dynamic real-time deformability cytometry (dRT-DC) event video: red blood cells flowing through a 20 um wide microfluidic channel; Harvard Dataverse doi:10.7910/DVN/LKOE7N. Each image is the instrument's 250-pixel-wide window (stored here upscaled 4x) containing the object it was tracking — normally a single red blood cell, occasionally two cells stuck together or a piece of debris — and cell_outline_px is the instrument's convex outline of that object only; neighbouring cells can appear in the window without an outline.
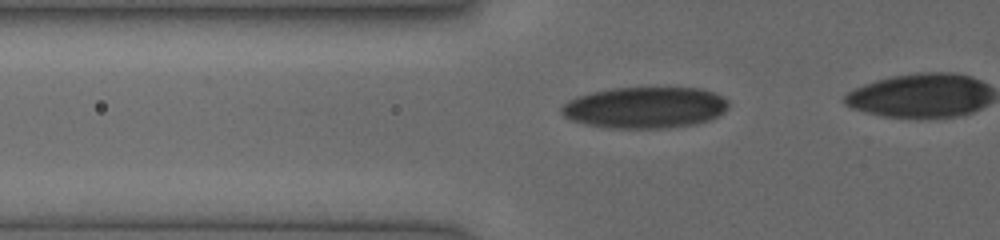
{"species": "human", "species_latin": "Homo sapiens", "temperature_condition": "cold", "stored_images_in_passage": 30, "segment_of_instrument_passage": [1, 2], "camera_frame_rate_fps": 3000, "um_per_image_px": 0.085, "donor": {"sex": "female"}, "frame": {"image": 1, "passage_image": 24, "time_ms": 5.333, "image_size_px": [1000, 240], "cell_outline_px": [[728, 108], [724, 112], [708, 120], [696, 124], [664, 128], [604, 128], [584, 124], [568, 120], [560, 112], [560, 108], [568, 100], [576, 96], [592, 92], [612, 88], [700, 88], [716, 92], [728, 100]], "centroid_in_image_um": [54.8, 9.14], "position_along_channel_um": 71.0, "area_um2": 40.58}}
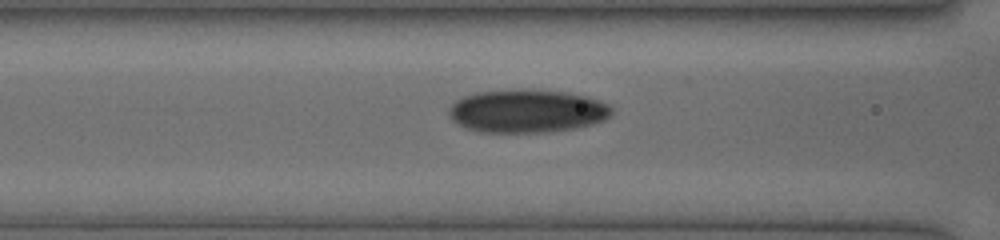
{"frame": {"image": 2, "passage_image": 28, "time_ms": 6.667, "image_size_px": [1000, 240], "cell_outline_px": [[612, 112], [604, 120], [592, 124], [572, 128], [548, 132], [480, 132], [468, 128], [452, 120], [448, 116], [448, 108], [456, 100], [464, 96], [476, 92], [520, 88], [528, 88], [568, 92], [588, 96], [600, 100], [608, 104], [612, 108]], "centroid_in_image_um": [44.79, 9.41], "position_along_channel_um": 121.8, "area_um2": 41.33}}